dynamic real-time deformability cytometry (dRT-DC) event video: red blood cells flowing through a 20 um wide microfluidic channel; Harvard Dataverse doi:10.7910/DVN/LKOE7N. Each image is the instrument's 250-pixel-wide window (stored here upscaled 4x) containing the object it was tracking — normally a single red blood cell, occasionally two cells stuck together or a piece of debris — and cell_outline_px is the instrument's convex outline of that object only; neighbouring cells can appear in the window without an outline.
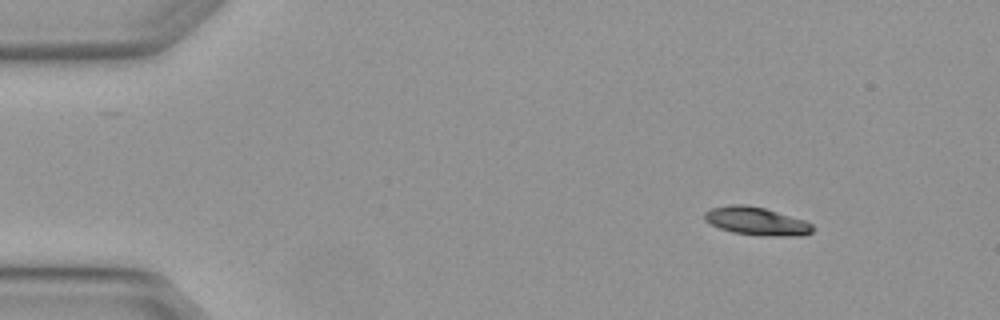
{"species": "Egyptian fruit bat (a non-hibernating species)", "species_latin": "Rousettus aegyptiacus", "temperature_condition": "warm", "stored_images_in_passage": 3, "camera_frame_rate_fps": 3000, "um_per_image_px": 0.085, "animal": {"sex": "female"}, "frame": {"image": 1, "passage_image": 1, "time_ms": 0.0, "image_size_px": [1000, 320], "cell_outline_px": [[816, 228], [812, 232], [804, 236], [764, 236], [732, 232], [720, 228], [704, 220], [704, 212], [712, 208], [732, 204], [744, 204], [764, 208], [804, 220], [812, 224]], "centroid_in_image_um": [64.33, 18.81], "position_along_channel_um": 20.7, "area_um2": 17.74}}